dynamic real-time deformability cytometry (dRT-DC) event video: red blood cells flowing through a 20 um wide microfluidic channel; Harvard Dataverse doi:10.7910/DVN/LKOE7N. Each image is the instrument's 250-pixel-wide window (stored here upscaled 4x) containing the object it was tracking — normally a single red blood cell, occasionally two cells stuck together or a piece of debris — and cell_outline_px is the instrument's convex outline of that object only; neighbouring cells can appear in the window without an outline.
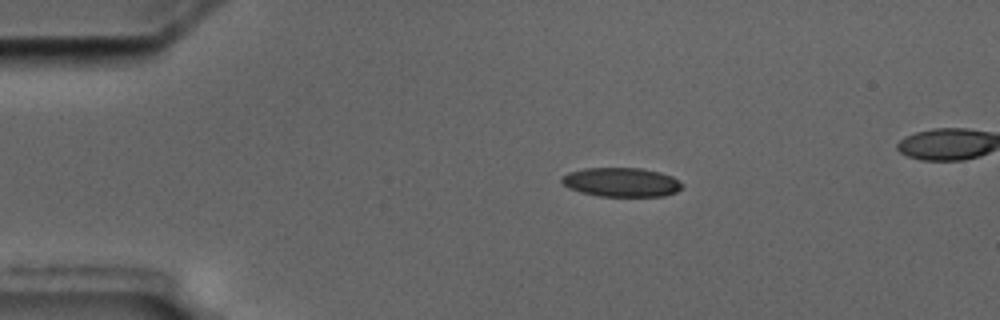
{"species": "common noctule bat (a hibernating species)", "species_latin": "Nyctalus noctula", "temperature_condition": "cold", "stored_images_in_passage": 7, "camera_frame_rate_fps": 3000, "um_per_image_px": 0.085, "animal": {"sex": "male", "body_mass_g": 17.5, "forearm_length_mm": 52.3}, "frame": {"image": 1, "passage_image": 3, "time_ms": 2.333, "image_size_px": [1000, 320], "cell_outline_px": [[684, 188], [676, 192], [664, 196], [596, 196], [580, 192], [568, 188], [560, 180], [560, 176], [568, 172], [584, 168], [640, 168], [660, 172], [672, 176], [684, 184]], "centroid_in_image_um": [52.81, 15.49], "position_along_channel_um": 32.2, "area_um2": 20.69}}
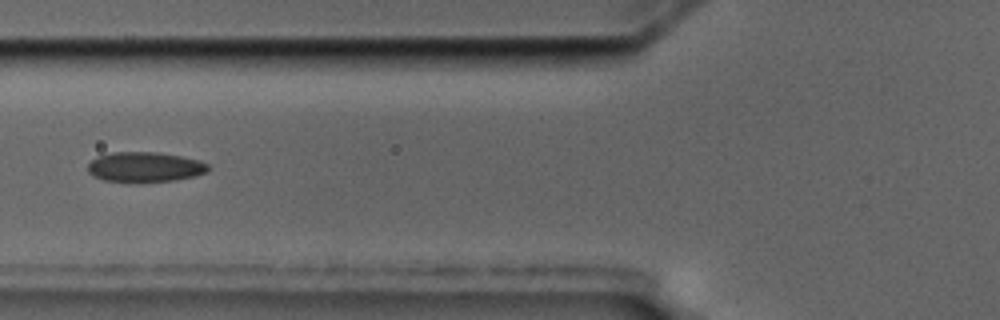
{"frame": {"image": 2, "passage_image": 6, "time_ms": 6.0, "image_size_px": [1000, 320], "cell_outline_px": [[208, 172], [196, 176], [176, 180], [104, 180], [92, 176], [88, 172], [88, 164], [96, 156], [112, 152], [156, 152], [180, 156], [200, 160], [208, 164]], "centroid_in_image_um": [12.32, 14.16], "position_along_channel_um": 113.5, "area_um2": 20.63}}
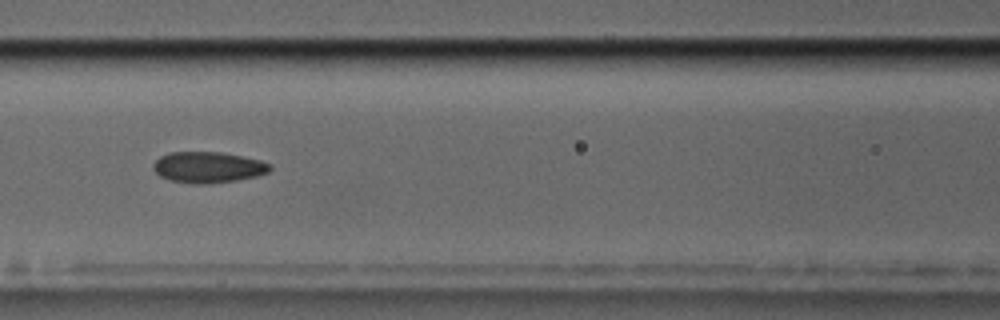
{"frame": {"image": 3, "passage_image": 7, "time_ms": 7.0, "image_size_px": [1000, 320], "cell_outline_px": [[272, 168], [268, 172], [256, 176], [236, 180], [204, 184], [196, 184], [168, 180], [160, 176], [152, 168], [152, 164], [160, 156], [168, 152], [220, 152], [260, 160], [272, 164]], "centroid_in_image_um": [17.66, 14.21], "position_along_channel_um": 148.9, "area_um2": 21.1}}